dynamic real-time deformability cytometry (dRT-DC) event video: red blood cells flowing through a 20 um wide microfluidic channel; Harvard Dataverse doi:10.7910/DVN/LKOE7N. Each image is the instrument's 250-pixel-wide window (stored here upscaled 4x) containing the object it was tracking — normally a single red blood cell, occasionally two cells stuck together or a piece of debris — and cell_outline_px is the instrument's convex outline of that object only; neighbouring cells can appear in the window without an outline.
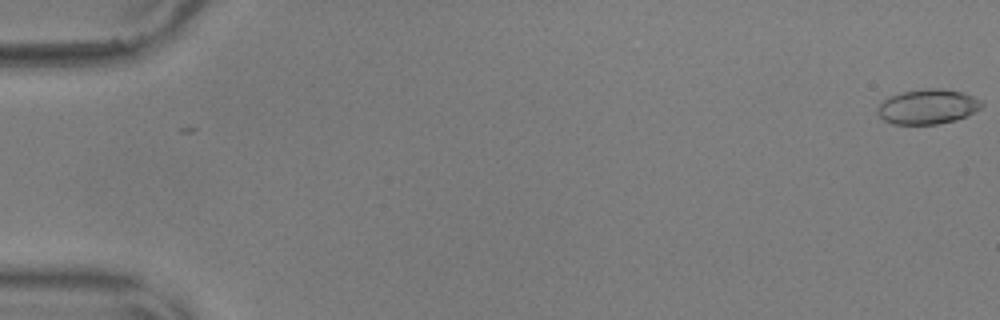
{"species": "common noctule bat (a hibernating species)", "species_latin": "Nyctalus noctula", "temperature_condition": "warm", "stored_images_in_passage": 57, "camera_frame_rate_fps": 3000, "um_per_image_px": 0.085, "animal": {"sex": "male", "body_mass_g": 17.9, "forearm_length_mm": 54.2}, "frame": {"image": 1, "passage_image": 1, "time_ms": 0.0, "image_size_px": [1000, 320], "cell_outline_px": [[984, 104], [980, 108], [956, 120], [936, 124], [892, 124], [884, 120], [880, 116], [876, 108], [888, 96], [904, 92], [928, 88], [940, 88], [964, 92], [980, 100]], "centroid_in_image_um": [78.84, 9.06], "position_along_channel_um": 6.2, "area_um2": 20.98}}
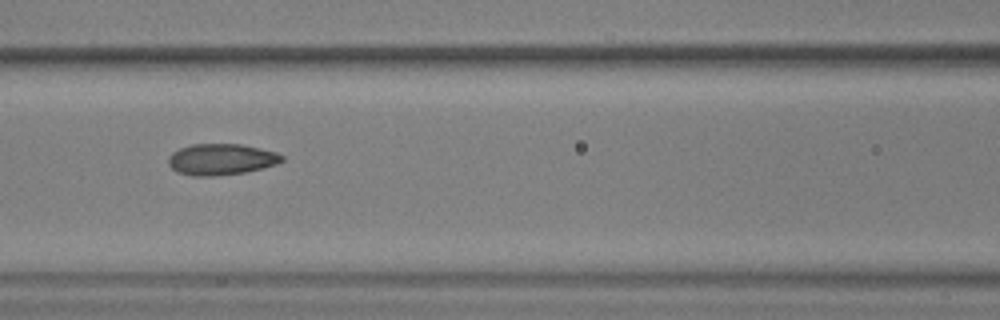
{"frame": {"image": 2, "passage_image": 26, "time_ms": 8.333, "image_size_px": [1000, 320], "cell_outline_px": [[284, 160], [276, 164], [244, 172], [216, 176], [192, 176], [176, 172], [168, 164], [168, 156], [172, 152], [180, 148], [192, 144], [240, 144], [276, 152], [284, 156]], "centroid_in_image_um": [18.76, 13.55], "position_along_channel_um": 147.8, "area_um2": 20.63}}
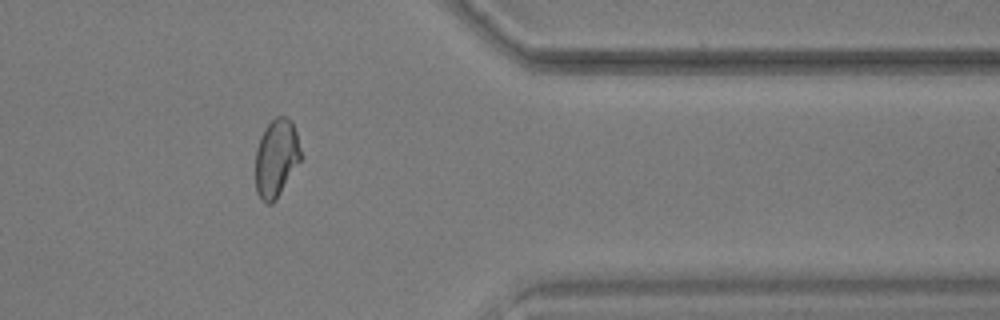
{"frame": {"image": 3, "passage_image": 47, "time_ms": 15.333, "image_size_px": [1000, 320], "cell_outline_px": [[304, 156], [276, 200], [272, 204], [268, 204], [256, 192], [256, 148], [260, 136], [264, 128], [276, 116], [284, 116], [292, 120]], "centroid_in_image_um": [23.52, 13.41], "position_along_channel_um": 387.9, "area_um2": 20.92}, "authors_computed_cell_mechanics": {"area_um2": 20.6346, "velocity_mm_per_s": 3.6295, "shape_relaxation_time_tau1_ms": 4.1159, "shape_relaxation_time_tau2_ms": 0.8078, "deformation_change_tau1": 0.1319, "deformation_change_tau2": 0.052}}